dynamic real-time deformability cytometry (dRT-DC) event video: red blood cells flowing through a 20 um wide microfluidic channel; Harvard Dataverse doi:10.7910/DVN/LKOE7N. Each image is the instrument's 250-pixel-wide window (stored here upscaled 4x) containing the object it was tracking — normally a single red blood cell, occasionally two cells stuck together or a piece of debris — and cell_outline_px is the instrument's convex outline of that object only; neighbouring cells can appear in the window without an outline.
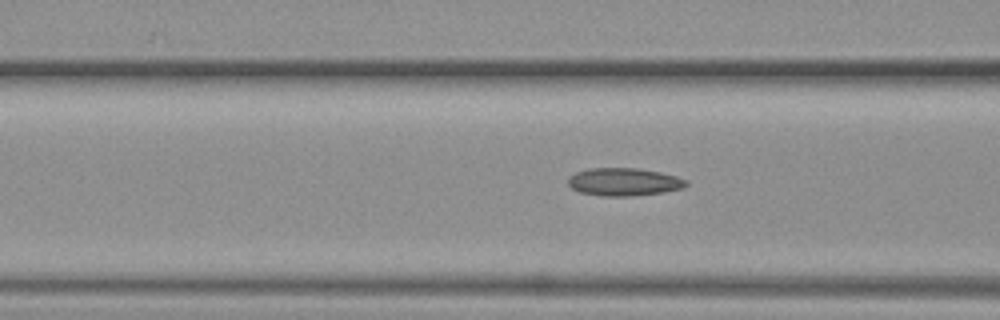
{"species": "common noctule bat (a hibernating species)", "species_latin": "Nyctalus noctula", "temperature_condition": "warm", "stored_images_in_passage": 36, "camera_frame_rate_fps": 3000, "um_per_image_px": 0.085, "animal": {"sex": "female", "body_mass_g": 19.3, "forearm_length_mm": 54.1}, "frame": {"image": 1, "passage_image": 26, "time_ms": 8.333, "image_size_px": [1000, 320], "cell_outline_px": [[688, 184], [684, 188], [664, 192], [632, 196], [604, 196], [580, 192], [572, 188], [568, 184], [568, 176], [576, 172], [588, 168], [636, 168], [660, 172], [676, 176], [688, 180]], "centroid_in_image_um": [53.04, 15.46], "position_along_channel_um": 113.6, "area_um2": 19.25}}
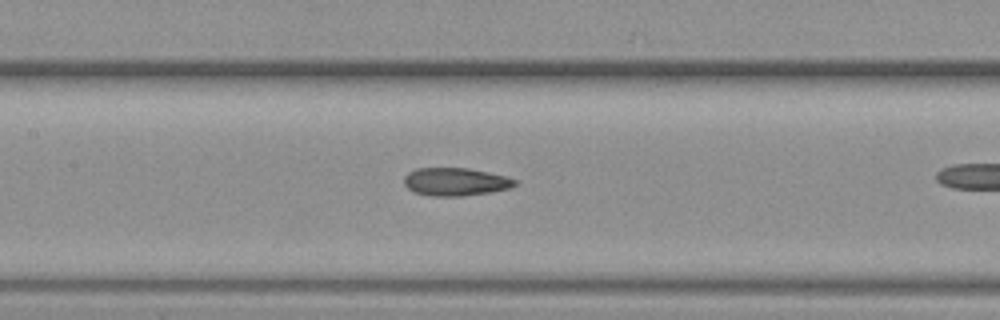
{"frame": {"image": 2, "passage_image": 31, "time_ms": 10.0, "image_size_px": [1000, 320], "cell_outline_px": [[516, 184], [512, 188], [464, 196], [428, 196], [416, 192], [408, 188], [404, 184], [404, 176], [408, 172], [416, 168], [468, 168], [508, 176], [516, 180]], "centroid_in_image_um": [38.72, 15.45], "position_along_channel_um": 168.7, "area_um2": 18.15}}